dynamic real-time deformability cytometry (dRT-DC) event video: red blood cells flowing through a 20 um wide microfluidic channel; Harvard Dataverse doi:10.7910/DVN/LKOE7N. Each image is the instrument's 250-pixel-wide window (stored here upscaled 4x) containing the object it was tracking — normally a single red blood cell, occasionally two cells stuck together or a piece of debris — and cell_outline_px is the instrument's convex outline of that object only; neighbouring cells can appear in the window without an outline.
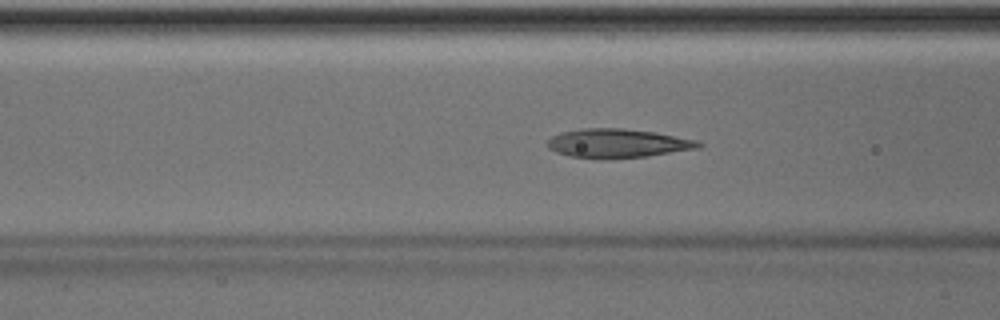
{"species": "Egyptian fruit bat (a non-hibernating species)", "species_latin": "Rousettus aegyptiacus", "temperature_condition": "room temperature", "stored_images_in_passage": 51, "segment_of_instrument_passage": [1, 2], "camera_frame_rate_fps": 3000, "um_per_image_px": 0.085, "animal": {"sex": "male"}, "frame": {"image": 1, "passage_image": 19, "time_ms": 6.0, "image_size_px": [1000, 320], "cell_outline_px": [[704, 144], [700, 148], [648, 156], [568, 156], [556, 152], [548, 148], [548, 140], [552, 136], [560, 132], [584, 128], [620, 128], [656, 132], [696, 140]], "centroid_in_image_um": [52.53, 12.14], "position_along_channel_um": 114.1, "area_um2": 24.62}}
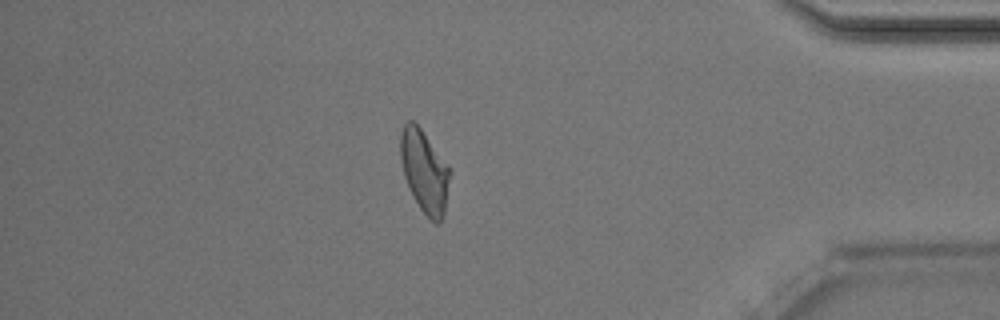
{"frame": {"image": 2, "passage_image": 43, "time_ms": 14.0, "image_size_px": [1000, 320], "cell_outline_px": [[452, 172], [444, 212], [440, 224], [436, 224], [420, 208], [412, 196], [404, 176], [400, 156], [400, 136], [404, 124], [408, 120], [412, 120], [420, 128]], "centroid_in_image_um": [36.08, 14.58], "position_along_channel_um": 399.1, "area_um2": 23.47}}
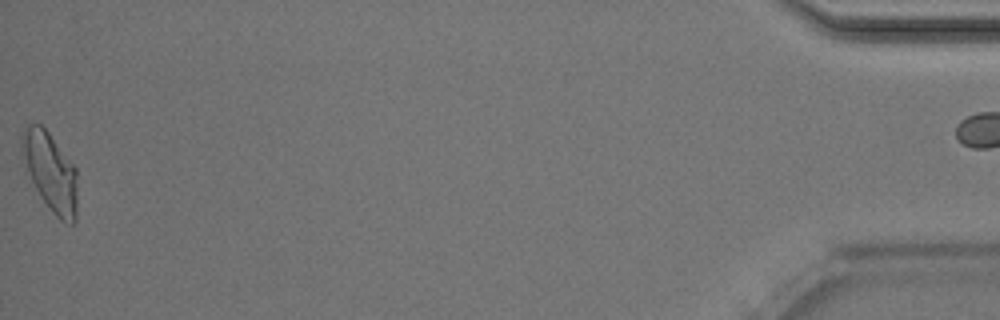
{"frame": {"image": 3, "passage_image": 50, "time_ms": 16.333, "image_size_px": [1000, 320], "cell_outline_px": [[76, 220], [72, 224], [64, 224], [52, 212], [40, 196], [24, 172], [20, 136], [32, 124], [40, 124], [48, 132], [76, 168]], "centroid_in_image_um": [4.25, 14.65], "position_along_channel_um": 430.9, "area_um2": 25.49}}